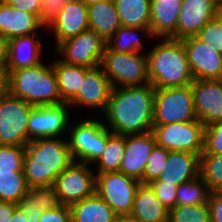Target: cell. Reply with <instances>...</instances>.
Instances as JSON below:
<instances>
[{"mask_svg": "<svg viewBox=\"0 0 222 222\" xmlns=\"http://www.w3.org/2000/svg\"><path fill=\"white\" fill-rule=\"evenodd\" d=\"M154 99L155 87L150 83L113 87L103 124L114 134L124 136L152 131Z\"/></svg>", "mask_w": 222, "mask_h": 222, "instance_id": "obj_1", "label": "cell"}, {"mask_svg": "<svg viewBox=\"0 0 222 222\" xmlns=\"http://www.w3.org/2000/svg\"><path fill=\"white\" fill-rule=\"evenodd\" d=\"M74 162L68 141L47 137L31 140L25 145L24 176L28 188L48 186Z\"/></svg>", "mask_w": 222, "mask_h": 222, "instance_id": "obj_2", "label": "cell"}, {"mask_svg": "<svg viewBox=\"0 0 222 222\" xmlns=\"http://www.w3.org/2000/svg\"><path fill=\"white\" fill-rule=\"evenodd\" d=\"M161 42L146 52L150 84L155 88L190 85L194 78L183 42L170 38H162Z\"/></svg>", "mask_w": 222, "mask_h": 222, "instance_id": "obj_3", "label": "cell"}, {"mask_svg": "<svg viewBox=\"0 0 222 222\" xmlns=\"http://www.w3.org/2000/svg\"><path fill=\"white\" fill-rule=\"evenodd\" d=\"M6 85L10 94L34 106L63 103L52 63L8 71Z\"/></svg>", "mask_w": 222, "mask_h": 222, "instance_id": "obj_4", "label": "cell"}, {"mask_svg": "<svg viewBox=\"0 0 222 222\" xmlns=\"http://www.w3.org/2000/svg\"><path fill=\"white\" fill-rule=\"evenodd\" d=\"M141 54L142 52L117 53L105 48L99 66L112 87L150 83L147 54Z\"/></svg>", "mask_w": 222, "mask_h": 222, "instance_id": "obj_5", "label": "cell"}, {"mask_svg": "<svg viewBox=\"0 0 222 222\" xmlns=\"http://www.w3.org/2000/svg\"><path fill=\"white\" fill-rule=\"evenodd\" d=\"M68 133L67 141L74 162L89 166L94 165L102 155L108 138L113 134L101 121L94 118L70 124Z\"/></svg>", "mask_w": 222, "mask_h": 222, "instance_id": "obj_6", "label": "cell"}, {"mask_svg": "<svg viewBox=\"0 0 222 222\" xmlns=\"http://www.w3.org/2000/svg\"><path fill=\"white\" fill-rule=\"evenodd\" d=\"M34 107L7 90L0 96V145L25 146L28 143L27 126Z\"/></svg>", "mask_w": 222, "mask_h": 222, "instance_id": "obj_7", "label": "cell"}, {"mask_svg": "<svg viewBox=\"0 0 222 222\" xmlns=\"http://www.w3.org/2000/svg\"><path fill=\"white\" fill-rule=\"evenodd\" d=\"M198 120L193 105L191 84L185 87L155 88L153 124Z\"/></svg>", "mask_w": 222, "mask_h": 222, "instance_id": "obj_8", "label": "cell"}, {"mask_svg": "<svg viewBox=\"0 0 222 222\" xmlns=\"http://www.w3.org/2000/svg\"><path fill=\"white\" fill-rule=\"evenodd\" d=\"M204 125L199 120L170 124H153L156 144L169 151L201 155L204 150Z\"/></svg>", "mask_w": 222, "mask_h": 222, "instance_id": "obj_9", "label": "cell"}, {"mask_svg": "<svg viewBox=\"0 0 222 222\" xmlns=\"http://www.w3.org/2000/svg\"><path fill=\"white\" fill-rule=\"evenodd\" d=\"M140 181L122 172L96 174L95 193L101 197L118 216L130 215L135 193Z\"/></svg>", "mask_w": 222, "mask_h": 222, "instance_id": "obj_10", "label": "cell"}, {"mask_svg": "<svg viewBox=\"0 0 222 222\" xmlns=\"http://www.w3.org/2000/svg\"><path fill=\"white\" fill-rule=\"evenodd\" d=\"M105 48L106 41L88 29L59 43L55 53L63 56L59 60L66 64L93 68L100 65Z\"/></svg>", "mask_w": 222, "mask_h": 222, "instance_id": "obj_11", "label": "cell"}, {"mask_svg": "<svg viewBox=\"0 0 222 222\" xmlns=\"http://www.w3.org/2000/svg\"><path fill=\"white\" fill-rule=\"evenodd\" d=\"M60 204L71 206L95 194L96 173L88 164L73 162L54 183Z\"/></svg>", "mask_w": 222, "mask_h": 222, "instance_id": "obj_12", "label": "cell"}, {"mask_svg": "<svg viewBox=\"0 0 222 222\" xmlns=\"http://www.w3.org/2000/svg\"><path fill=\"white\" fill-rule=\"evenodd\" d=\"M67 108L70 109L68 103L35 106L27 126L28 143L37 138L64 137L71 123Z\"/></svg>", "mask_w": 222, "mask_h": 222, "instance_id": "obj_13", "label": "cell"}, {"mask_svg": "<svg viewBox=\"0 0 222 222\" xmlns=\"http://www.w3.org/2000/svg\"><path fill=\"white\" fill-rule=\"evenodd\" d=\"M194 80L222 79V54L196 36L181 39Z\"/></svg>", "mask_w": 222, "mask_h": 222, "instance_id": "obj_14", "label": "cell"}, {"mask_svg": "<svg viewBox=\"0 0 222 222\" xmlns=\"http://www.w3.org/2000/svg\"><path fill=\"white\" fill-rule=\"evenodd\" d=\"M193 105L204 127L222 121V79L193 80Z\"/></svg>", "mask_w": 222, "mask_h": 222, "instance_id": "obj_15", "label": "cell"}, {"mask_svg": "<svg viewBox=\"0 0 222 222\" xmlns=\"http://www.w3.org/2000/svg\"><path fill=\"white\" fill-rule=\"evenodd\" d=\"M112 85L100 66L88 68L77 96L69 103L72 106H86L89 109L105 111L109 102Z\"/></svg>", "mask_w": 222, "mask_h": 222, "instance_id": "obj_16", "label": "cell"}, {"mask_svg": "<svg viewBox=\"0 0 222 222\" xmlns=\"http://www.w3.org/2000/svg\"><path fill=\"white\" fill-rule=\"evenodd\" d=\"M156 138L153 131L125 136V151L120 165V172L142 184L143 173Z\"/></svg>", "mask_w": 222, "mask_h": 222, "instance_id": "obj_17", "label": "cell"}, {"mask_svg": "<svg viewBox=\"0 0 222 222\" xmlns=\"http://www.w3.org/2000/svg\"><path fill=\"white\" fill-rule=\"evenodd\" d=\"M216 15V0H182L176 26V40L195 36Z\"/></svg>", "mask_w": 222, "mask_h": 222, "instance_id": "obj_18", "label": "cell"}, {"mask_svg": "<svg viewBox=\"0 0 222 222\" xmlns=\"http://www.w3.org/2000/svg\"><path fill=\"white\" fill-rule=\"evenodd\" d=\"M45 28L54 31L56 46L89 29L88 9L80 0H70Z\"/></svg>", "mask_w": 222, "mask_h": 222, "instance_id": "obj_19", "label": "cell"}, {"mask_svg": "<svg viewBox=\"0 0 222 222\" xmlns=\"http://www.w3.org/2000/svg\"><path fill=\"white\" fill-rule=\"evenodd\" d=\"M45 26L36 14L0 2V38L9 40L17 36L35 34L36 30Z\"/></svg>", "mask_w": 222, "mask_h": 222, "instance_id": "obj_20", "label": "cell"}, {"mask_svg": "<svg viewBox=\"0 0 222 222\" xmlns=\"http://www.w3.org/2000/svg\"><path fill=\"white\" fill-rule=\"evenodd\" d=\"M200 176V155L185 151H169L159 180L174 186L189 182Z\"/></svg>", "mask_w": 222, "mask_h": 222, "instance_id": "obj_21", "label": "cell"}, {"mask_svg": "<svg viewBox=\"0 0 222 222\" xmlns=\"http://www.w3.org/2000/svg\"><path fill=\"white\" fill-rule=\"evenodd\" d=\"M182 0H151L149 29L153 37L176 40Z\"/></svg>", "mask_w": 222, "mask_h": 222, "instance_id": "obj_22", "label": "cell"}, {"mask_svg": "<svg viewBox=\"0 0 222 222\" xmlns=\"http://www.w3.org/2000/svg\"><path fill=\"white\" fill-rule=\"evenodd\" d=\"M7 45L8 71L33 67L42 62V42L37 33L11 38Z\"/></svg>", "mask_w": 222, "mask_h": 222, "instance_id": "obj_23", "label": "cell"}, {"mask_svg": "<svg viewBox=\"0 0 222 222\" xmlns=\"http://www.w3.org/2000/svg\"><path fill=\"white\" fill-rule=\"evenodd\" d=\"M137 222H169V211L148 184H140L130 214Z\"/></svg>", "mask_w": 222, "mask_h": 222, "instance_id": "obj_24", "label": "cell"}, {"mask_svg": "<svg viewBox=\"0 0 222 222\" xmlns=\"http://www.w3.org/2000/svg\"><path fill=\"white\" fill-rule=\"evenodd\" d=\"M89 29L107 41L120 28L121 22L113 0L87 6Z\"/></svg>", "mask_w": 222, "mask_h": 222, "instance_id": "obj_25", "label": "cell"}, {"mask_svg": "<svg viewBox=\"0 0 222 222\" xmlns=\"http://www.w3.org/2000/svg\"><path fill=\"white\" fill-rule=\"evenodd\" d=\"M72 222H114L118 216L96 193L70 206Z\"/></svg>", "mask_w": 222, "mask_h": 222, "instance_id": "obj_26", "label": "cell"}, {"mask_svg": "<svg viewBox=\"0 0 222 222\" xmlns=\"http://www.w3.org/2000/svg\"><path fill=\"white\" fill-rule=\"evenodd\" d=\"M58 80V89L63 103H70L78 93L87 67L69 65L61 60L52 63Z\"/></svg>", "mask_w": 222, "mask_h": 222, "instance_id": "obj_27", "label": "cell"}, {"mask_svg": "<svg viewBox=\"0 0 222 222\" xmlns=\"http://www.w3.org/2000/svg\"><path fill=\"white\" fill-rule=\"evenodd\" d=\"M122 26L149 27L151 0H113Z\"/></svg>", "mask_w": 222, "mask_h": 222, "instance_id": "obj_28", "label": "cell"}, {"mask_svg": "<svg viewBox=\"0 0 222 222\" xmlns=\"http://www.w3.org/2000/svg\"><path fill=\"white\" fill-rule=\"evenodd\" d=\"M140 32L153 37L149 27L137 28L121 25L115 34L106 41V47L117 53L141 52L144 44L141 42Z\"/></svg>", "mask_w": 222, "mask_h": 222, "instance_id": "obj_29", "label": "cell"}, {"mask_svg": "<svg viewBox=\"0 0 222 222\" xmlns=\"http://www.w3.org/2000/svg\"><path fill=\"white\" fill-rule=\"evenodd\" d=\"M125 151V136L112 134L103 150L102 155L94 164L98 163V172L96 174H103L106 172H120V165Z\"/></svg>", "mask_w": 222, "mask_h": 222, "instance_id": "obj_30", "label": "cell"}, {"mask_svg": "<svg viewBox=\"0 0 222 222\" xmlns=\"http://www.w3.org/2000/svg\"><path fill=\"white\" fill-rule=\"evenodd\" d=\"M200 177L210 192L222 191V153H201Z\"/></svg>", "mask_w": 222, "mask_h": 222, "instance_id": "obj_31", "label": "cell"}, {"mask_svg": "<svg viewBox=\"0 0 222 222\" xmlns=\"http://www.w3.org/2000/svg\"><path fill=\"white\" fill-rule=\"evenodd\" d=\"M209 195L207 184L199 176L178 186L176 206L208 204Z\"/></svg>", "mask_w": 222, "mask_h": 222, "instance_id": "obj_32", "label": "cell"}, {"mask_svg": "<svg viewBox=\"0 0 222 222\" xmlns=\"http://www.w3.org/2000/svg\"><path fill=\"white\" fill-rule=\"evenodd\" d=\"M28 189L24 173H0V201L18 204Z\"/></svg>", "mask_w": 222, "mask_h": 222, "instance_id": "obj_33", "label": "cell"}, {"mask_svg": "<svg viewBox=\"0 0 222 222\" xmlns=\"http://www.w3.org/2000/svg\"><path fill=\"white\" fill-rule=\"evenodd\" d=\"M169 222H210L208 204L175 206L169 211Z\"/></svg>", "mask_w": 222, "mask_h": 222, "instance_id": "obj_34", "label": "cell"}, {"mask_svg": "<svg viewBox=\"0 0 222 222\" xmlns=\"http://www.w3.org/2000/svg\"><path fill=\"white\" fill-rule=\"evenodd\" d=\"M25 146L0 145V173H24Z\"/></svg>", "mask_w": 222, "mask_h": 222, "instance_id": "obj_35", "label": "cell"}, {"mask_svg": "<svg viewBox=\"0 0 222 222\" xmlns=\"http://www.w3.org/2000/svg\"><path fill=\"white\" fill-rule=\"evenodd\" d=\"M168 155V149L160 147L157 144L153 147L143 173L142 184H149L160 177L165 168Z\"/></svg>", "mask_w": 222, "mask_h": 222, "instance_id": "obj_36", "label": "cell"}, {"mask_svg": "<svg viewBox=\"0 0 222 222\" xmlns=\"http://www.w3.org/2000/svg\"><path fill=\"white\" fill-rule=\"evenodd\" d=\"M195 36L222 54V22L217 16L207 22Z\"/></svg>", "mask_w": 222, "mask_h": 222, "instance_id": "obj_37", "label": "cell"}, {"mask_svg": "<svg viewBox=\"0 0 222 222\" xmlns=\"http://www.w3.org/2000/svg\"><path fill=\"white\" fill-rule=\"evenodd\" d=\"M148 185L155 192L159 202L168 209V211L176 206L178 186L164 183L159 179L151 181Z\"/></svg>", "mask_w": 222, "mask_h": 222, "instance_id": "obj_38", "label": "cell"}, {"mask_svg": "<svg viewBox=\"0 0 222 222\" xmlns=\"http://www.w3.org/2000/svg\"><path fill=\"white\" fill-rule=\"evenodd\" d=\"M202 153H222V121L205 127L204 150Z\"/></svg>", "mask_w": 222, "mask_h": 222, "instance_id": "obj_39", "label": "cell"}, {"mask_svg": "<svg viewBox=\"0 0 222 222\" xmlns=\"http://www.w3.org/2000/svg\"><path fill=\"white\" fill-rule=\"evenodd\" d=\"M29 190L37 197L40 209L46 211L60 205L54 184L31 187Z\"/></svg>", "mask_w": 222, "mask_h": 222, "instance_id": "obj_40", "label": "cell"}, {"mask_svg": "<svg viewBox=\"0 0 222 222\" xmlns=\"http://www.w3.org/2000/svg\"><path fill=\"white\" fill-rule=\"evenodd\" d=\"M17 207L30 222H39L41 214L44 212L40 209L37 197L29 189L24 198L17 204Z\"/></svg>", "mask_w": 222, "mask_h": 222, "instance_id": "obj_41", "label": "cell"}, {"mask_svg": "<svg viewBox=\"0 0 222 222\" xmlns=\"http://www.w3.org/2000/svg\"><path fill=\"white\" fill-rule=\"evenodd\" d=\"M70 0H41L39 19L47 25Z\"/></svg>", "mask_w": 222, "mask_h": 222, "instance_id": "obj_42", "label": "cell"}, {"mask_svg": "<svg viewBox=\"0 0 222 222\" xmlns=\"http://www.w3.org/2000/svg\"><path fill=\"white\" fill-rule=\"evenodd\" d=\"M39 222H72L70 207L60 204L54 209L46 210L41 214Z\"/></svg>", "mask_w": 222, "mask_h": 222, "instance_id": "obj_43", "label": "cell"}, {"mask_svg": "<svg viewBox=\"0 0 222 222\" xmlns=\"http://www.w3.org/2000/svg\"><path fill=\"white\" fill-rule=\"evenodd\" d=\"M208 206L210 222H222V191L210 192Z\"/></svg>", "mask_w": 222, "mask_h": 222, "instance_id": "obj_44", "label": "cell"}, {"mask_svg": "<svg viewBox=\"0 0 222 222\" xmlns=\"http://www.w3.org/2000/svg\"><path fill=\"white\" fill-rule=\"evenodd\" d=\"M4 2L15 9L36 14L39 17L41 0H5Z\"/></svg>", "mask_w": 222, "mask_h": 222, "instance_id": "obj_45", "label": "cell"}, {"mask_svg": "<svg viewBox=\"0 0 222 222\" xmlns=\"http://www.w3.org/2000/svg\"><path fill=\"white\" fill-rule=\"evenodd\" d=\"M17 204L0 201V222H10Z\"/></svg>", "mask_w": 222, "mask_h": 222, "instance_id": "obj_46", "label": "cell"}, {"mask_svg": "<svg viewBox=\"0 0 222 222\" xmlns=\"http://www.w3.org/2000/svg\"><path fill=\"white\" fill-rule=\"evenodd\" d=\"M0 73L8 74V45L7 40L0 38Z\"/></svg>", "mask_w": 222, "mask_h": 222, "instance_id": "obj_47", "label": "cell"}, {"mask_svg": "<svg viewBox=\"0 0 222 222\" xmlns=\"http://www.w3.org/2000/svg\"><path fill=\"white\" fill-rule=\"evenodd\" d=\"M10 222H30V221L25 217V214L17 207L13 212V216Z\"/></svg>", "mask_w": 222, "mask_h": 222, "instance_id": "obj_48", "label": "cell"}, {"mask_svg": "<svg viewBox=\"0 0 222 222\" xmlns=\"http://www.w3.org/2000/svg\"><path fill=\"white\" fill-rule=\"evenodd\" d=\"M6 77V74L0 73V96L7 90Z\"/></svg>", "mask_w": 222, "mask_h": 222, "instance_id": "obj_49", "label": "cell"}, {"mask_svg": "<svg viewBox=\"0 0 222 222\" xmlns=\"http://www.w3.org/2000/svg\"><path fill=\"white\" fill-rule=\"evenodd\" d=\"M114 222H137V221L130 215H125V216H117Z\"/></svg>", "mask_w": 222, "mask_h": 222, "instance_id": "obj_50", "label": "cell"}, {"mask_svg": "<svg viewBox=\"0 0 222 222\" xmlns=\"http://www.w3.org/2000/svg\"><path fill=\"white\" fill-rule=\"evenodd\" d=\"M82 1L86 6L95 4V3H99V2H103V1H108V0H80Z\"/></svg>", "mask_w": 222, "mask_h": 222, "instance_id": "obj_51", "label": "cell"}, {"mask_svg": "<svg viewBox=\"0 0 222 222\" xmlns=\"http://www.w3.org/2000/svg\"><path fill=\"white\" fill-rule=\"evenodd\" d=\"M217 1V11H222V0H216Z\"/></svg>", "mask_w": 222, "mask_h": 222, "instance_id": "obj_52", "label": "cell"}, {"mask_svg": "<svg viewBox=\"0 0 222 222\" xmlns=\"http://www.w3.org/2000/svg\"><path fill=\"white\" fill-rule=\"evenodd\" d=\"M220 21L222 22V11H217V15H216Z\"/></svg>", "mask_w": 222, "mask_h": 222, "instance_id": "obj_53", "label": "cell"}]
</instances>
